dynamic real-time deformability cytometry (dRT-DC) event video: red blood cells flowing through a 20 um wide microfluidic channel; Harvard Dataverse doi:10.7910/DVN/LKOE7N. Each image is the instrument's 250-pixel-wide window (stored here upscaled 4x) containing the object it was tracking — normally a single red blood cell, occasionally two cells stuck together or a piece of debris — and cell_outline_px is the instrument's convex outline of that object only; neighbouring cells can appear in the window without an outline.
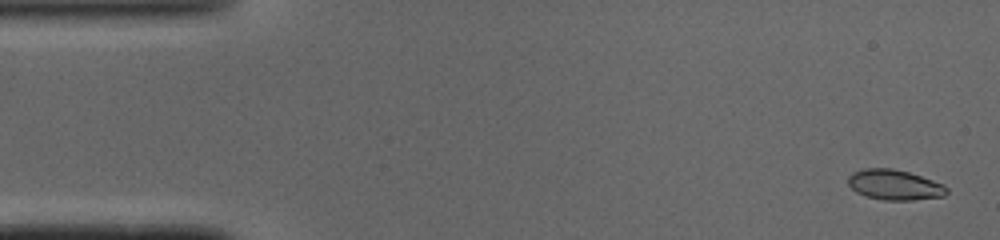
{"species": "common noctule bat (a hibernating species)", "species_latin": "Nyctalus noctula", "temperature_condition": "cold", "stored_images_in_passage": 49, "camera_frame_rate_fps": 3000, "um_per_image_px": 0.085, "animal": {"sex": "male", "body_mass_g": 19.0, "forearm_length_mm": 50.8}, "frame": {"image": 1, "passage_image": 2, "time_ms": 0.333, "image_size_px": [1000, 240], "cell_outline_px": [[948, 192], [944, 196], [912, 200], [884, 200], [864, 196], [856, 192], [848, 184], [848, 176], [852, 172], [864, 168], [892, 168], [908, 172], [944, 184], [948, 188]], "centroid_in_image_um": [76.02, 15.71], "position_along_channel_um": 9.0, "area_um2": 17.46}}
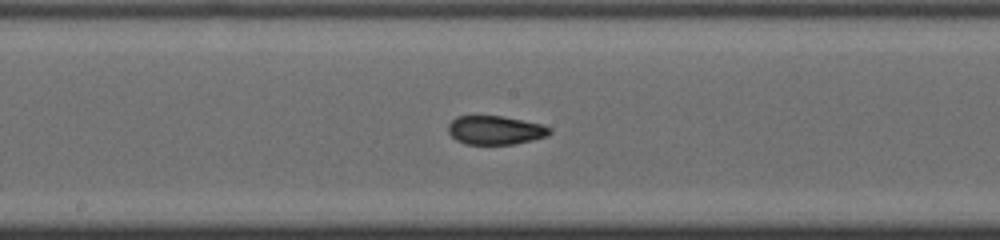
{"frame": {"image": 2, "passage_image": 25, "time_ms": 8.0, "image_size_px": [1000, 240], "cell_outline_px": [[552, 132], [548, 136], [532, 140], [512, 144], [464, 144], [456, 140], [448, 132], [448, 124], [456, 116], [500, 116], [540, 124], [552, 128]], "centroid_in_image_um": [42.09, 11.07], "position_along_channel_um": 206.1, "area_um2": 16.94}}
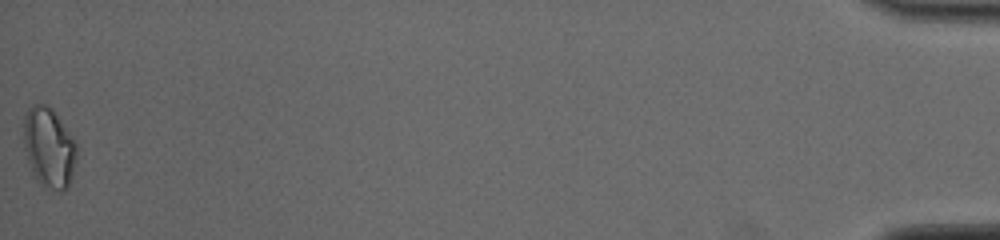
{"frame": {"image": 3, "passage_image": 49, "time_ms": 16.0, "image_size_px": [1000, 240], "cell_outline_px": [[76, 156], [68, 188], [64, 192], [60, 192], [44, 188], [40, 184], [28, 160], [24, 148], [24, 112], [32, 104], [48, 104], [52, 108], [72, 136], [76, 144]], "centroid_in_image_um": [4.16, 12.53], "position_along_channel_um": 431.0, "area_um2": 24.68}, "authors_computed_cell_mechanics": {"area_um2": 17.5712, "velocity_mm_per_s": 4.1068, "shape_relaxation_time_tau1_ms": null, "shape_relaxation_time_tau2_ms": 1.2564, "deformation_change_tau1": null, "deformation_change_tau2": 0.0633}}